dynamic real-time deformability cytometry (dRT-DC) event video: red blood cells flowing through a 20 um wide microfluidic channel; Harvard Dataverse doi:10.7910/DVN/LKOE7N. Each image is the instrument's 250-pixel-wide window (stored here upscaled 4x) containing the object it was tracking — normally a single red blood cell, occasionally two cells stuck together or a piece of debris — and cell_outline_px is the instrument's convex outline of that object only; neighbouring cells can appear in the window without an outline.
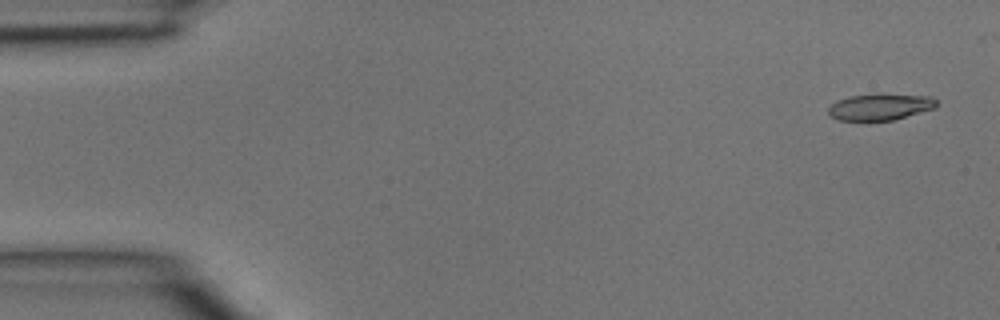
{"species": "common noctule bat (a hibernating species)", "species_latin": "Nyctalus noctula", "temperature_condition": "room temperature", "stored_images_in_passage": 3, "camera_frame_rate_fps": 3000, "um_per_image_px": 0.085, "animal": {"sex": "male", "body_mass_g": 15.6}, "frame": {"image": 1, "passage_image": 1, "time_ms": 0.0, "image_size_px": [1000, 320], "cell_outline_px": [[936, 108], [892, 120], [840, 120], [832, 116], [828, 112], [828, 108], [836, 100], [848, 96], [932, 96], [936, 100]], "centroid_in_image_um": [74.79, 9.12], "position_along_channel_um": 10.2, "area_um2": 15.84}}
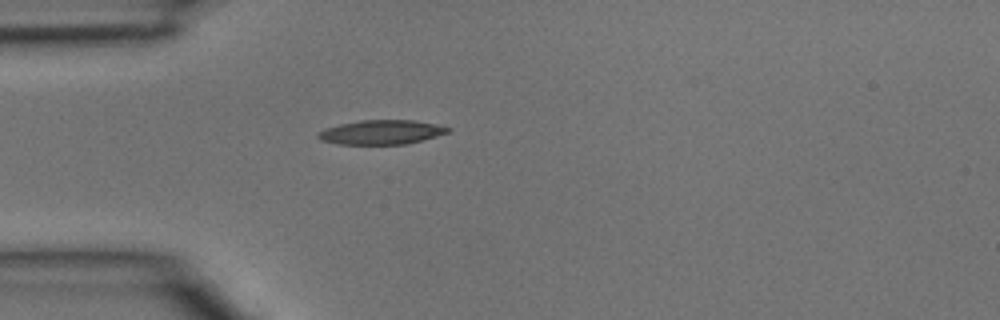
{"frame": {"image": 2, "passage_image": 3, "time_ms": 0.667, "image_size_px": [1000, 320], "cell_outline_px": [[452, 128], [448, 132], [436, 136], [408, 144], [336, 144], [320, 140], [316, 136], [316, 132], [324, 128], [340, 124], [360, 120], [416, 120], [436, 124]], "centroid_in_image_um": [32.38, 11.23], "position_along_channel_um": 52.6, "area_um2": 18.55}}